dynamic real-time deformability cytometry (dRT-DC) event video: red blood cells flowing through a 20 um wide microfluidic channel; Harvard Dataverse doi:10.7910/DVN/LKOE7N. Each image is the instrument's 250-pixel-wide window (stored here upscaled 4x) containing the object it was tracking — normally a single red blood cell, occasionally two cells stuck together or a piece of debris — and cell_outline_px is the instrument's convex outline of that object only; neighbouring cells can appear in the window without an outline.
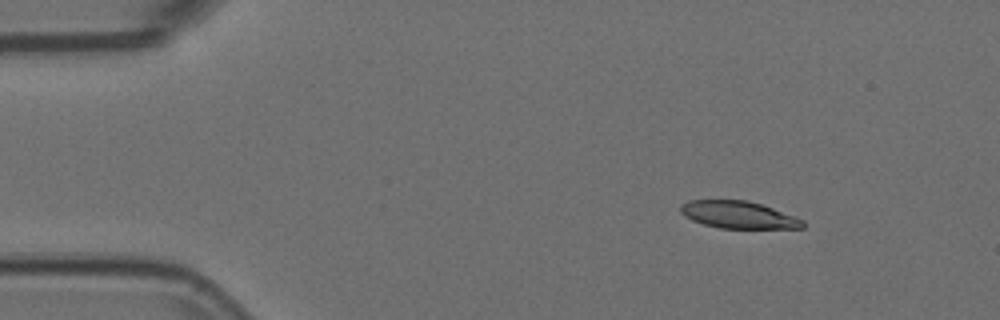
{"species": "Egyptian fruit bat (a non-hibernating species)", "species_latin": "Rousettus aegyptiacus", "temperature_condition": "room temperature", "stored_images_in_passage": 6, "camera_frame_rate_fps": 3000, "um_per_image_px": 0.085, "animal": {"sex": "female"}, "frame": {"image": 1, "passage_image": 2, "time_ms": 0.333, "image_size_px": [1000, 320], "cell_outline_px": [[804, 228], [720, 228], [704, 224], [692, 220], [684, 216], [680, 212], [680, 204], [688, 200], [748, 200], [772, 208], [804, 220]], "centroid_in_image_um": [62.73, 18.25], "position_along_channel_um": 22.3, "area_um2": 19.31}}
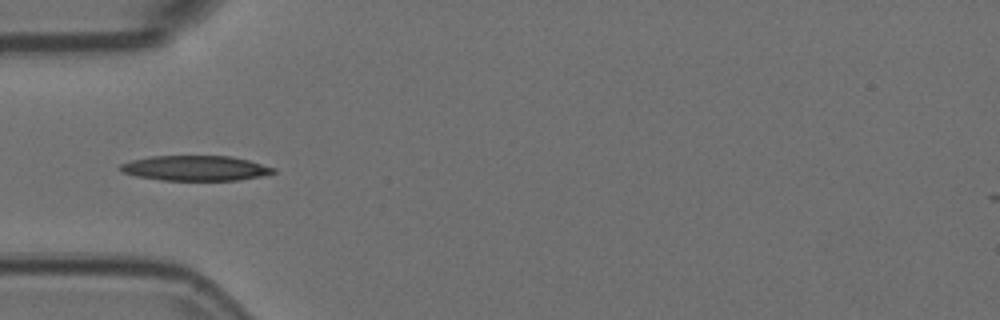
{"frame": {"image": 2, "passage_image": 5, "time_ms": 1.333, "image_size_px": [1000, 320], "cell_outline_px": [[276, 172], [260, 176], [240, 180], [160, 180], [136, 176], [120, 172], [116, 168], [120, 164], [132, 160], [152, 156], [232, 156], [248, 160], [276, 168]], "centroid_in_image_um": [16.57, 14.29], "position_along_channel_um": 68.4, "area_um2": 22.48}}
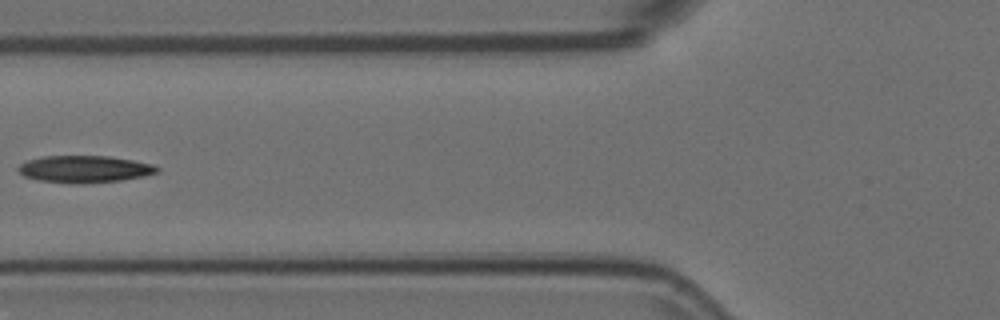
{"frame": {"image": 3, "passage_image": 6, "time_ms": 1.667, "image_size_px": [1000, 320], "cell_outline_px": [[160, 172], [144, 176], [120, 180], [84, 184], [76, 184], [40, 180], [24, 176], [16, 168], [20, 164], [28, 160], [40, 156], [108, 156], [132, 160], [152, 164], [160, 168]], "centroid_in_image_um": [7.19, 14.37], "position_along_channel_um": 118.6, "area_um2": 21.91}}